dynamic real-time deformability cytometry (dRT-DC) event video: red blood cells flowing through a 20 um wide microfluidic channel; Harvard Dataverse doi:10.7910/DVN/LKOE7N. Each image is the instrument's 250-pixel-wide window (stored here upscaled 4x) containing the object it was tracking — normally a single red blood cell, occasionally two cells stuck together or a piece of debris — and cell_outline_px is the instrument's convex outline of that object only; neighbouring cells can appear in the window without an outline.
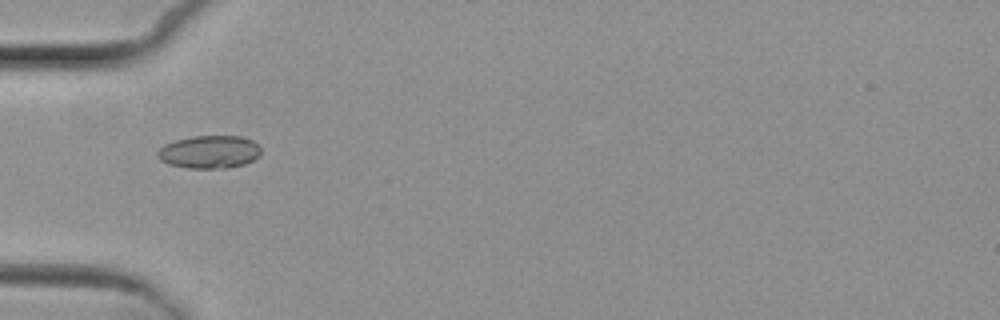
{"species": "common noctule bat (a hibernating species)", "species_latin": "Nyctalus noctula", "temperature_condition": "cold", "stored_images_in_passage": 4, "camera_frame_rate_fps": 3000, "um_per_image_px": 0.085, "animal": {"sex": "female", "body_mass_g": 29.2, "forearm_length_mm": 56.3}, "frame": {"image": 1, "passage_image": 1, "time_ms": 0.0, "image_size_px": [1000, 320], "cell_outline_px": [[260, 156], [244, 164], [228, 168], [188, 168], [168, 164], [160, 160], [156, 156], [156, 152], [164, 144], [176, 140], [192, 136], [240, 136], [252, 140], [260, 148]], "centroid_in_image_um": [17.77, 12.91], "position_along_channel_um": 67.2, "area_um2": 19.88}}
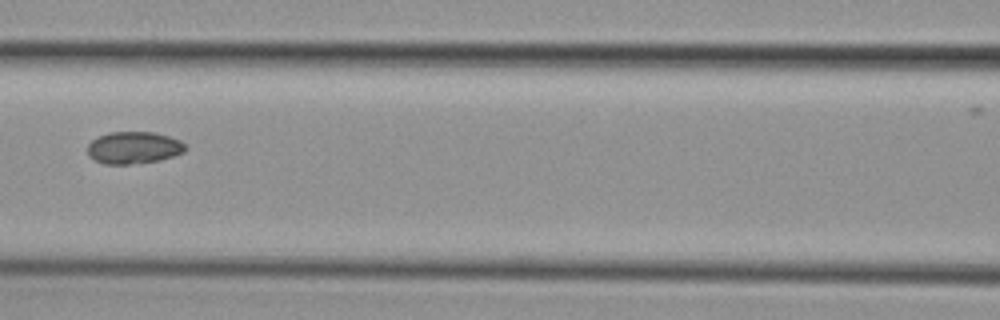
{"frame": {"image": 2, "passage_image": 3, "time_ms": 2.333, "image_size_px": [1000, 320], "cell_outline_px": [[188, 148], [184, 152], [160, 160], [128, 164], [104, 164], [88, 156], [88, 144], [96, 136], [108, 132], [156, 132], [180, 140]], "centroid_in_image_um": [11.35, 12.54], "position_along_channel_um": 155.2, "area_um2": 18.38}}
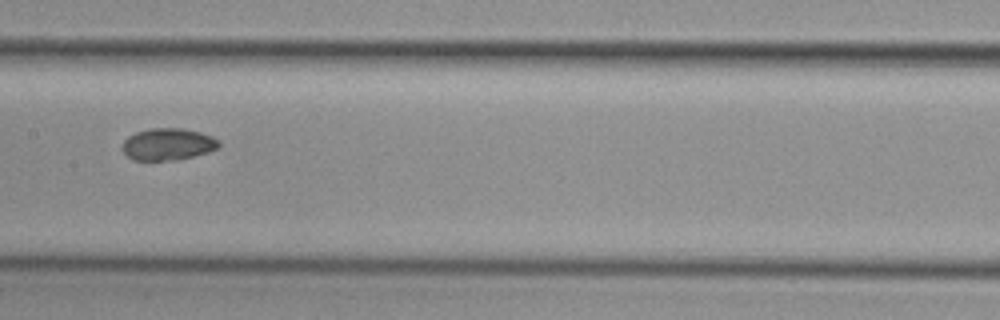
{"frame": {"image": 3, "passage_image": 4, "time_ms": 3.333, "image_size_px": [1000, 320], "cell_outline_px": [[220, 144], [216, 148], [208, 152], [176, 160], [132, 160], [120, 148], [124, 140], [128, 136], [136, 132], [148, 128], [184, 128], [200, 132], [212, 136], [220, 140]], "centroid_in_image_um": [14.25, 12.25], "position_along_channel_um": 193.2, "area_um2": 18.09}}